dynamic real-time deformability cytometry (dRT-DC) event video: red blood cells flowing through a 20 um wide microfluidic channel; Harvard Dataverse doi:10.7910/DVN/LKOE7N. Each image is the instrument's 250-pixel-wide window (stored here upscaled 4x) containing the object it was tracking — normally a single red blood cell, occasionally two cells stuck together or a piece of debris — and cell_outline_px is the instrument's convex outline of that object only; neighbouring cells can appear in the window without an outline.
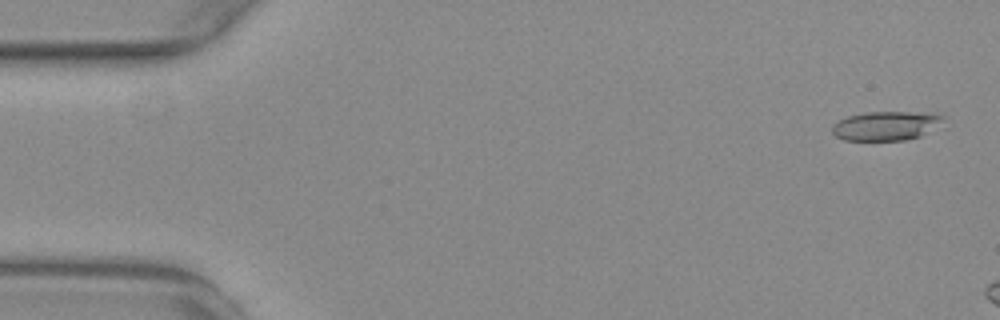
{"species": "common noctule bat (a hibernating species)", "species_latin": "Nyctalus noctula", "temperature_condition": "warm", "stored_images_in_passage": 8, "camera_frame_rate_fps": 3000, "um_per_image_px": 0.085, "animal": {"sex": "female", "body_mass_g": 29.2, "forearm_length_mm": 56.3}, "frame": {"image": 1, "passage_image": 2, "time_ms": 0.333, "image_size_px": [1000, 320], "cell_outline_px": [[944, 116], [940, 120], [920, 136], [904, 140], [844, 140], [836, 136], [832, 132], [832, 124], [848, 116], [864, 112], [908, 112]], "centroid_in_image_um": [75.14, 10.7], "position_along_channel_um": 9.9, "area_um2": 18.09}}